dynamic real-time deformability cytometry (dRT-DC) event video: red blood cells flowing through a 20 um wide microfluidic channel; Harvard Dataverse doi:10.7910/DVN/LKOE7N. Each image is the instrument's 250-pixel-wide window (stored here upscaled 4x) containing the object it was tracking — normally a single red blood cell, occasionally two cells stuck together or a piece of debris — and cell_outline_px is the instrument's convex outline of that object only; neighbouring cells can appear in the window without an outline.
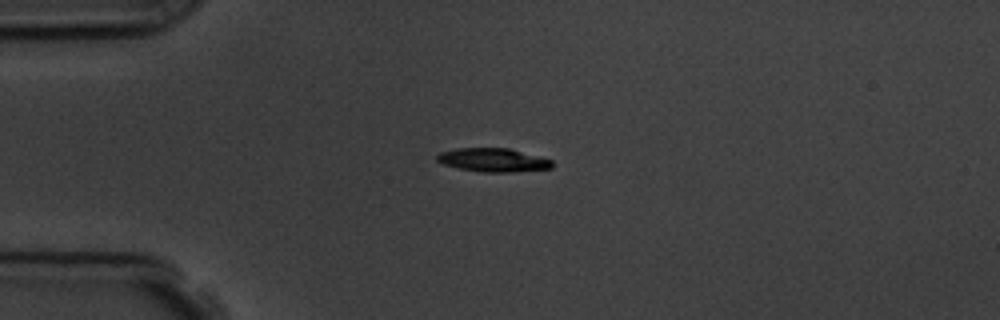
{"species": "common noctule bat (a hibernating species)", "species_latin": "Nyctalus noctula", "temperature_condition": "room temperature", "stored_images_in_passage": 9, "camera_frame_rate_fps": 3000, "um_per_image_px": 0.085, "animal": {"sex": "male", "body_mass_g": 19.5, "forearm_length_mm": 54.6}, "frame": {"image": 1, "passage_image": 3, "time_ms": 2.333, "image_size_px": [1000, 320], "cell_outline_px": [[552, 168], [512, 172], [484, 172], [460, 168], [444, 164], [436, 160], [436, 156], [440, 152], [456, 148], [508, 148], [552, 160]], "centroid_in_image_um": [41.9, 13.6], "position_along_channel_um": 43.1, "area_um2": 15.61}}
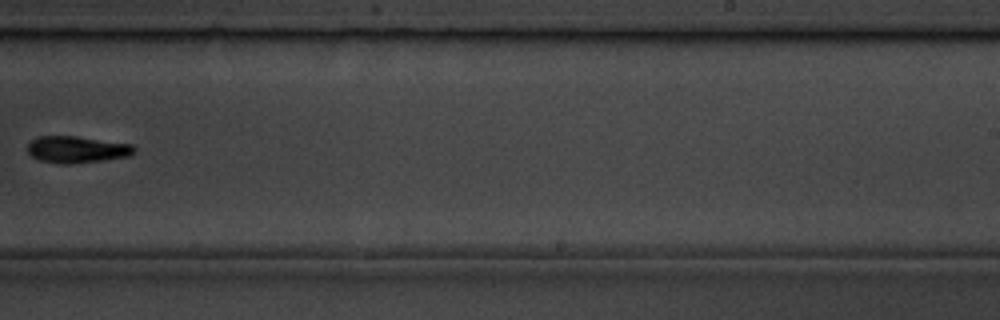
{"frame": {"image": 2, "passage_image": 9, "time_ms": 9.333, "image_size_px": [1000, 320], "cell_outline_px": [[136, 152], [128, 156], [104, 160], [72, 164], [60, 164], [40, 160], [32, 156], [28, 152], [28, 144], [36, 136], [76, 136], [132, 144], [136, 148]], "centroid_in_image_um": [6.54, 12.71], "position_along_channel_um": 282.5, "area_um2": 16.7}}